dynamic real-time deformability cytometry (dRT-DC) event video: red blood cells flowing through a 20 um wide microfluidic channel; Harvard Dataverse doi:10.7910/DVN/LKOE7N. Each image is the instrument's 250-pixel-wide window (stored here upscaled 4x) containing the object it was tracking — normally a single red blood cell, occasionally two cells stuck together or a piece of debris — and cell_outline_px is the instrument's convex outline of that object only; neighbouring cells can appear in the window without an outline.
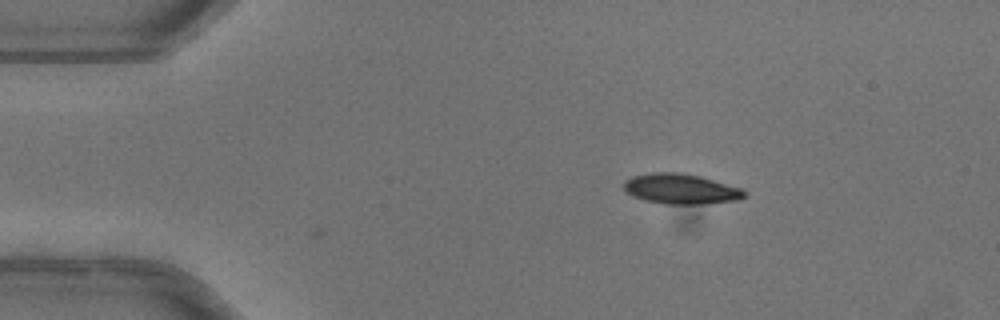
{"species": "common noctule bat (a hibernating species)", "species_latin": "Nyctalus noctula", "temperature_condition": "warm", "stored_images_in_passage": 2, "camera_frame_rate_fps": 3000, "um_per_image_px": 0.085, "animal": {"sex": "female"}, "frame": {"image": 1, "passage_image": 1, "time_ms": 0.0, "image_size_px": [1000, 320], "cell_outline_px": [[748, 192], [744, 196], [736, 200], [704, 204], [664, 204], [644, 200], [632, 196], [624, 188], [624, 180], [632, 176], [652, 172], [680, 172], [700, 176], [740, 188]], "centroid_in_image_um": [57.84, 16.05], "position_along_channel_um": 27.2, "area_um2": 21.21}}